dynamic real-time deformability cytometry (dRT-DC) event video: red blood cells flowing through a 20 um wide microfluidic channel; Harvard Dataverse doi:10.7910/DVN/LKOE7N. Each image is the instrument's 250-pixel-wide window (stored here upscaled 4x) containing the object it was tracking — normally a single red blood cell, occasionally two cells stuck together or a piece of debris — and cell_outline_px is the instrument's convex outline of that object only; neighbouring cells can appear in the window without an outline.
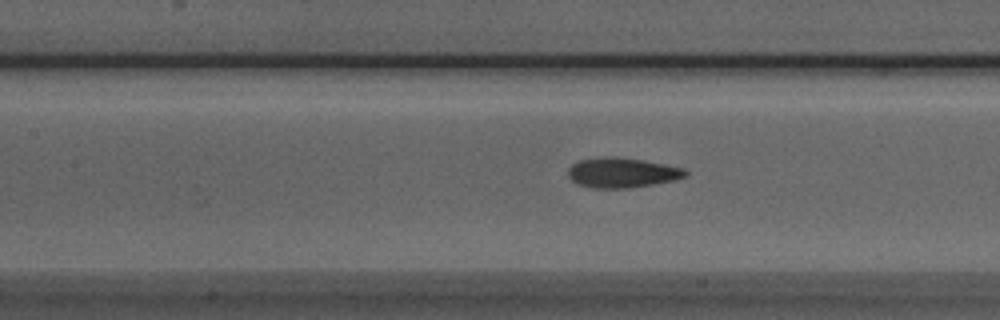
{"species": "Egyptian fruit bat (a non-hibernating species)", "species_latin": "Rousettus aegyptiacus", "temperature_condition": "room temperature", "stored_images_in_passage": 28, "camera_frame_rate_fps": 3000, "um_per_image_px": 0.085, "animal": {"sex": "male"}, "frame": {"image": 1, "passage_image": 10, "time_ms": 3.0, "image_size_px": [1000, 320], "cell_outline_px": [[688, 172], [684, 176], [676, 180], [628, 188], [592, 188], [576, 184], [568, 176], [568, 168], [572, 164], [580, 160], [604, 156], [616, 156], [644, 160], [684, 168]], "centroid_in_image_um": [52.85, 14.67], "position_along_channel_um": 154.6, "area_um2": 20.58}}
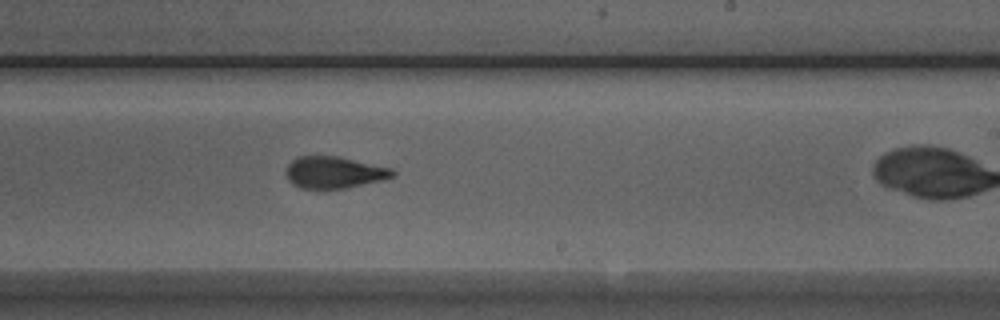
{"frame": {"image": 2, "passage_image": 18, "time_ms": 5.667, "image_size_px": [1000, 320], "cell_outline_px": [[396, 172], [392, 176], [384, 180], [348, 188], [300, 188], [292, 184], [288, 180], [284, 172], [288, 164], [296, 156], [336, 156], [392, 168]], "centroid_in_image_um": [28.37, 14.65], "position_along_channel_um": 260.6, "area_um2": 19.83}}
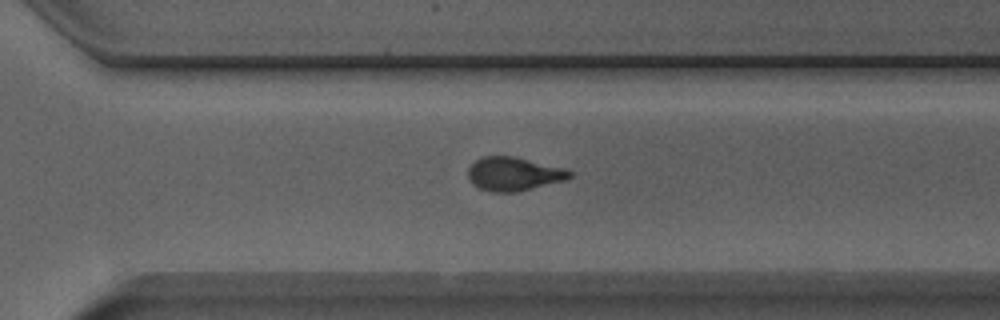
{"frame": {"image": 3, "passage_image": 23, "time_ms": 7.333, "image_size_px": [1000, 320], "cell_outline_px": [[572, 176], [564, 180], [516, 192], [492, 192], [480, 188], [472, 184], [468, 176], [468, 168], [480, 156], [512, 156], [564, 168], [572, 172]], "centroid_in_image_um": [43.63, 14.78], "position_along_channel_um": 327.0, "area_um2": 19.71}}